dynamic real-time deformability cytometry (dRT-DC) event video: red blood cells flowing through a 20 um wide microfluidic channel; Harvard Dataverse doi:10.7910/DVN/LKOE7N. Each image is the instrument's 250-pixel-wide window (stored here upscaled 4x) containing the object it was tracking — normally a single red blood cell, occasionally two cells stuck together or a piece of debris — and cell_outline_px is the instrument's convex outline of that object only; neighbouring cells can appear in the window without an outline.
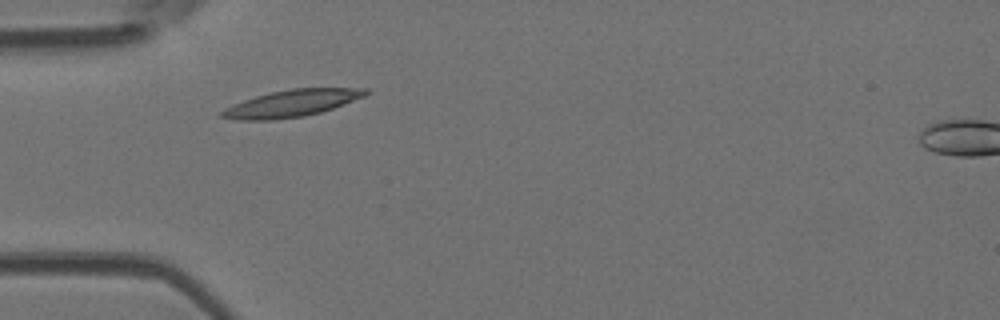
{"species": "Egyptian fruit bat (a non-hibernating species)", "species_latin": "Rousettus aegyptiacus", "temperature_condition": "room temperature", "stored_images_in_passage": 37, "camera_frame_rate_fps": 3000, "um_per_image_px": 0.085, "animal": {"sex": "female"}, "frame": {"image": 1, "passage_image": 1, "time_ms": 0.0, "image_size_px": [1000, 320], "cell_outline_px": [[372, 92], [364, 96], [332, 108], [320, 112], [304, 116], [272, 120], [236, 120], [220, 116], [220, 112], [224, 108], [232, 104], [256, 96], [272, 92], [292, 88], [368, 88]], "centroid_in_image_um": [24.78, 8.78], "position_along_channel_um": 60.2, "area_um2": 22.43}}
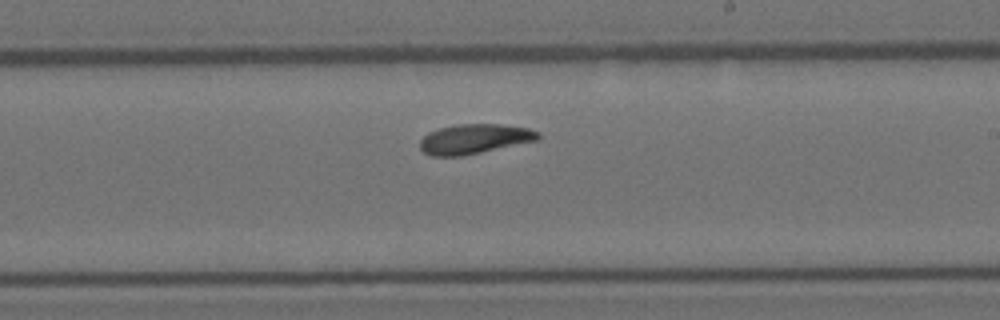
{"frame": {"image": 2, "passage_image": 16, "time_ms": 5.0, "image_size_px": [1000, 320], "cell_outline_px": [[540, 136], [536, 140], [480, 152], [460, 156], [432, 156], [424, 152], [420, 148], [420, 140], [428, 132], [440, 128], [456, 124], [500, 124], [528, 128], [540, 132]], "centroid_in_image_um": [40.29, 11.8], "position_along_channel_um": 248.7, "area_um2": 20.23}}
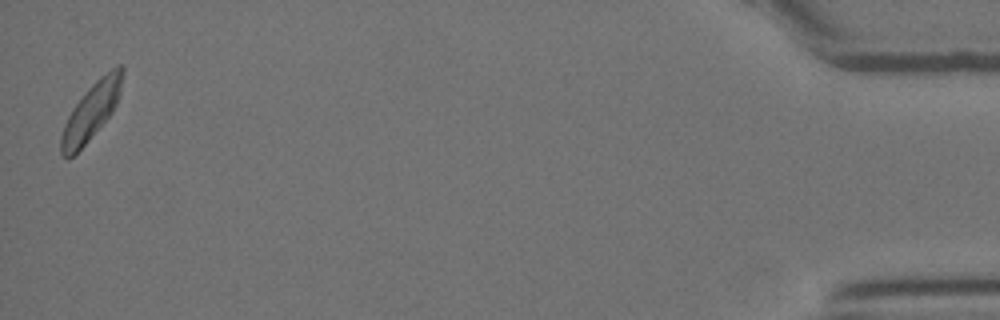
{"frame": {"image": 3, "passage_image": 37, "time_ms": 12.0, "image_size_px": [1000, 320], "cell_outline_px": [[124, 72], [120, 92], [116, 104], [112, 112], [88, 140], [68, 160], [60, 152], [60, 136], [64, 124], [72, 108], [84, 92], [100, 76], [112, 68], [120, 64], [124, 64]], "centroid_in_image_um": [7.75, 9.43], "position_along_channel_um": 427.4, "area_um2": 20.11}, "authors_computed_cell_mechanics": {"area_um2": 20.2878, "velocity_mm_per_s": 3.8375, "shape_relaxation_time_tau1_ms": 3.5214, "shape_relaxation_time_tau2_ms": 5.5412, "deformation_change_tau1": 0.1339, "deformation_change_tau2": 0.1108}}